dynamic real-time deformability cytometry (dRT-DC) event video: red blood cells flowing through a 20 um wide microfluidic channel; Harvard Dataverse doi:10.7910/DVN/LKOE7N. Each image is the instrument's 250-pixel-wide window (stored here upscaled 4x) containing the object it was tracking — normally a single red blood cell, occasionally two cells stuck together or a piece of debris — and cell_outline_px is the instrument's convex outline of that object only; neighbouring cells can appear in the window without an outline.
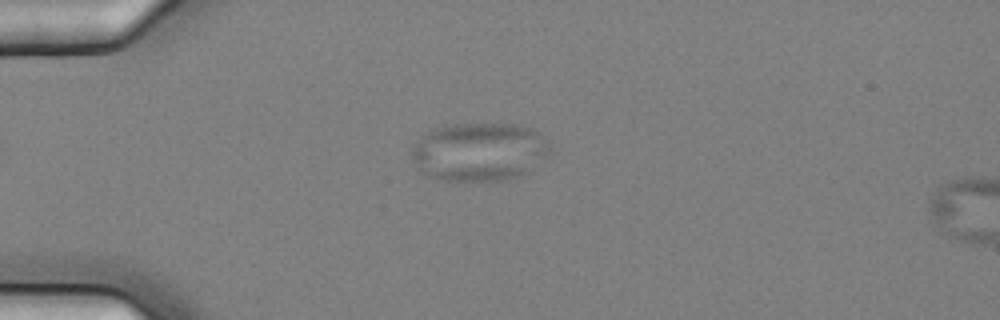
{"species": "common noctule bat (a hibernating species)", "species_latin": "Nyctalus noctula", "temperature_condition": "cold", "stored_images_in_passage": 3, "segment_of_instrument_passage": [1, 2], "camera_frame_rate_fps": 3000, "um_per_image_px": 0.085, "animal": {"sex": "female", "body_mass_g": 25.1}, "frame": {"image": 1, "passage_image": 1, "time_ms": 0.0, "image_size_px": [1000, 320], "cell_outline_px": [[552, 152], [528, 172], [520, 176], [504, 180], [444, 180], [432, 176], [416, 160], [412, 152], [412, 144], [420, 136], [436, 128], [452, 124], [496, 120], [520, 124], [532, 128], [540, 132], [548, 144]], "centroid_in_image_um": [40.85, 12.82], "position_along_channel_um": 44.2, "area_um2": 47.57}}